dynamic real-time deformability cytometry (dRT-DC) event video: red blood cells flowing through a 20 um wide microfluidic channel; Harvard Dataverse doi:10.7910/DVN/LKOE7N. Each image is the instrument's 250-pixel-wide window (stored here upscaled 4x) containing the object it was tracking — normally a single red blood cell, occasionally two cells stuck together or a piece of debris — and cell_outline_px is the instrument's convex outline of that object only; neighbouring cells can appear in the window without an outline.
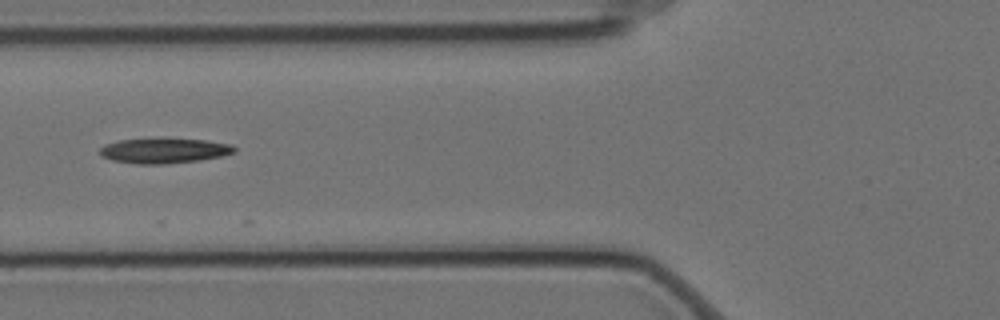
{"species": "Egyptian fruit bat (a non-hibernating species)", "species_latin": "Rousettus aegyptiacus", "temperature_condition": "cold", "stored_images_in_passage": 7, "camera_frame_rate_fps": 3000, "um_per_image_px": 0.085, "animal": {"sex": "female"}, "frame": {"image": 1, "passage_image": 5, "time_ms": 1.333, "image_size_px": [1000, 320], "cell_outline_px": [[236, 152], [220, 156], [200, 160], [164, 164], [140, 164], [112, 160], [100, 156], [100, 148], [104, 144], [120, 140], [160, 136], [204, 140], [232, 144], [236, 148]], "centroid_in_image_um": [13.93, 12.77], "position_along_channel_um": 111.9, "area_um2": 20.35}}
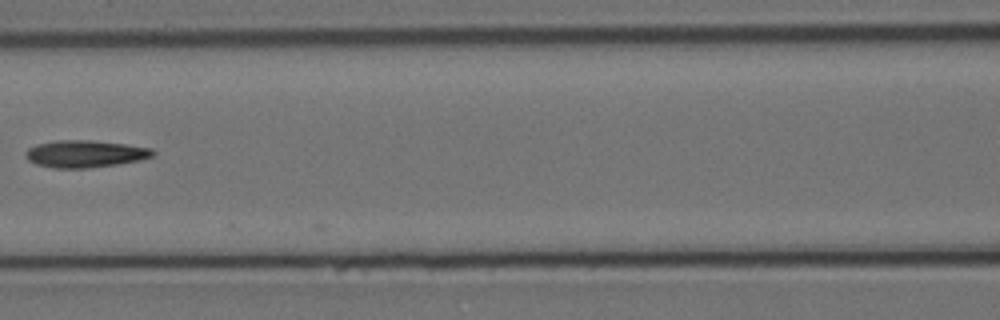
{"frame": {"image": 2, "passage_image": 6, "time_ms": 1.667, "image_size_px": [1000, 320], "cell_outline_px": [[156, 152], [152, 156], [140, 160], [116, 164], [88, 168], [52, 168], [36, 164], [28, 160], [28, 148], [36, 144], [56, 140], [88, 140], [124, 144], [152, 148]], "centroid_in_image_um": [7.24, 13.07], "position_along_channel_um": 159.4, "area_um2": 19.94}}